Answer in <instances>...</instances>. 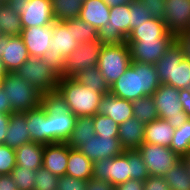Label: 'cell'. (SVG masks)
I'll use <instances>...</instances> for the list:
<instances>
[{
  "instance_id": "obj_1",
  "label": "cell",
  "mask_w": 190,
  "mask_h": 190,
  "mask_svg": "<svg viewBox=\"0 0 190 190\" xmlns=\"http://www.w3.org/2000/svg\"><path fill=\"white\" fill-rule=\"evenodd\" d=\"M161 85L155 65L143 62H131L109 93L125 100L134 101L145 96H152Z\"/></svg>"
},
{
  "instance_id": "obj_2",
  "label": "cell",
  "mask_w": 190,
  "mask_h": 190,
  "mask_svg": "<svg viewBox=\"0 0 190 190\" xmlns=\"http://www.w3.org/2000/svg\"><path fill=\"white\" fill-rule=\"evenodd\" d=\"M102 96L73 77H60L53 99L75 116L86 117L97 114Z\"/></svg>"
},
{
  "instance_id": "obj_3",
  "label": "cell",
  "mask_w": 190,
  "mask_h": 190,
  "mask_svg": "<svg viewBox=\"0 0 190 190\" xmlns=\"http://www.w3.org/2000/svg\"><path fill=\"white\" fill-rule=\"evenodd\" d=\"M155 68L161 84L190 89V60L184 57L177 41L156 62Z\"/></svg>"
},
{
  "instance_id": "obj_4",
  "label": "cell",
  "mask_w": 190,
  "mask_h": 190,
  "mask_svg": "<svg viewBox=\"0 0 190 190\" xmlns=\"http://www.w3.org/2000/svg\"><path fill=\"white\" fill-rule=\"evenodd\" d=\"M79 46L74 39L73 19L53 23L52 42L49 51L41 59L59 76L64 77L65 59Z\"/></svg>"
},
{
  "instance_id": "obj_5",
  "label": "cell",
  "mask_w": 190,
  "mask_h": 190,
  "mask_svg": "<svg viewBox=\"0 0 190 190\" xmlns=\"http://www.w3.org/2000/svg\"><path fill=\"white\" fill-rule=\"evenodd\" d=\"M2 89L5 91V96L9 98L14 113L35 109L46 100L42 93L15 72H9L3 78Z\"/></svg>"
},
{
  "instance_id": "obj_6",
  "label": "cell",
  "mask_w": 190,
  "mask_h": 190,
  "mask_svg": "<svg viewBox=\"0 0 190 190\" xmlns=\"http://www.w3.org/2000/svg\"><path fill=\"white\" fill-rule=\"evenodd\" d=\"M46 98H53L60 77L41 58H28L15 71Z\"/></svg>"
},
{
  "instance_id": "obj_7",
  "label": "cell",
  "mask_w": 190,
  "mask_h": 190,
  "mask_svg": "<svg viewBox=\"0 0 190 190\" xmlns=\"http://www.w3.org/2000/svg\"><path fill=\"white\" fill-rule=\"evenodd\" d=\"M131 62L130 51L126 42L102 45L97 67L110 87L125 73Z\"/></svg>"
},
{
  "instance_id": "obj_8",
  "label": "cell",
  "mask_w": 190,
  "mask_h": 190,
  "mask_svg": "<svg viewBox=\"0 0 190 190\" xmlns=\"http://www.w3.org/2000/svg\"><path fill=\"white\" fill-rule=\"evenodd\" d=\"M20 15L22 28L47 26L54 23L51 0H6Z\"/></svg>"
},
{
  "instance_id": "obj_9",
  "label": "cell",
  "mask_w": 190,
  "mask_h": 190,
  "mask_svg": "<svg viewBox=\"0 0 190 190\" xmlns=\"http://www.w3.org/2000/svg\"><path fill=\"white\" fill-rule=\"evenodd\" d=\"M152 97L157 107L159 118L167 120L174 129L179 128L188 120V116L183 111L180 103V89L161 84Z\"/></svg>"
},
{
  "instance_id": "obj_10",
  "label": "cell",
  "mask_w": 190,
  "mask_h": 190,
  "mask_svg": "<svg viewBox=\"0 0 190 190\" xmlns=\"http://www.w3.org/2000/svg\"><path fill=\"white\" fill-rule=\"evenodd\" d=\"M129 4L110 8L109 22L98 31L97 40L101 45L125 43L130 34Z\"/></svg>"
},
{
  "instance_id": "obj_11",
  "label": "cell",
  "mask_w": 190,
  "mask_h": 190,
  "mask_svg": "<svg viewBox=\"0 0 190 190\" xmlns=\"http://www.w3.org/2000/svg\"><path fill=\"white\" fill-rule=\"evenodd\" d=\"M138 151L148 169L150 176H160L176 165L181 157L167 146L143 143Z\"/></svg>"
},
{
  "instance_id": "obj_12",
  "label": "cell",
  "mask_w": 190,
  "mask_h": 190,
  "mask_svg": "<svg viewBox=\"0 0 190 190\" xmlns=\"http://www.w3.org/2000/svg\"><path fill=\"white\" fill-rule=\"evenodd\" d=\"M93 179L107 181L117 186L131 179L128 149L119 156L101 159L93 163Z\"/></svg>"
},
{
  "instance_id": "obj_13",
  "label": "cell",
  "mask_w": 190,
  "mask_h": 190,
  "mask_svg": "<svg viewBox=\"0 0 190 190\" xmlns=\"http://www.w3.org/2000/svg\"><path fill=\"white\" fill-rule=\"evenodd\" d=\"M102 45L98 40L83 42L65 59L64 77H74L78 73L98 66Z\"/></svg>"
},
{
  "instance_id": "obj_14",
  "label": "cell",
  "mask_w": 190,
  "mask_h": 190,
  "mask_svg": "<svg viewBox=\"0 0 190 190\" xmlns=\"http://www.w3.org/2000/svg\"><path fill=\"white\" fill-rule=\"evenodd\" d=\"M176 41V36L170 34L165 40L143 39L126 41L129 47L131 61L155 65L162 55Z\"/></svg>"
},
{
  "instance_id": "obj_15",
  "label": "cell",
  "mask_w": 190,
  "mask_h": 190,
  "mask_svg": "<svg viewBox=\"0 0 190 190\" xmlns=\"http://www.w3.org/2000/svg\"><path fill=\"white\" fill-rule=\"evenodd\" d=\"M77 116L50 98V143L67 142Z\"/></svg>"
},
{
  "instance_id": "obj_16",
  "label": "cell",
  "mask_w": 190,
  "mask_h": 190,
  "mask_svg": "<svg viewBox=\"0 0 190 190\" xmlns=\"http://www.w3.org/2000/svg\"><path fill=\"white\" fill-rule=\"evenodd\" d=\"M26 125L31 141L44 145L50 143V98L39 107L26 111Z\"/></svg>"
},
{
  "instance_id": "obj_17",
  "label": "cell",
  "mask_w": 190,
  "mask_h": 190,
  "mask_svg": "<svg viewBox=\"0 0 190 190\" xmlns=\"http://www.w3.org/2000/svg\"><path fill=\"white\" fill-rule=\"evenodd\" d=\"M163 21L175 36L190 30V0H165Z\"/></svg>"
},
{
  "instance_id": "obj_18",
  "label": "cell",
  "mask_w": 190,
  "mask_h": 190,
  "mask_svg": "<svg viewBox=\"0 0 190 190\" xmlns=\"http://www.w3.org/2000/svg\"><path fill=\"white\" fill-rule=\"evenodd\" d=\"M92 163L101 159L113 158L123 153L118 136L95 135L86 141L85 146L79 149Z\"/></svg>"
},
{
  "instance_id": "obj_19",
  "label": "cell",
  "mask_w": 190,
  "mask_h": 190,
  "mask_svg": "<svg viewBox=\"0 0 190 190\" xmlns=\"http://www.w3.org/2000/svg\"><path fill=\"white\" fill-rule=\"evenodd\" d=\"M53 23L47 26L22 28L21 38L32 58H41L49 51L52 42Z\"/></svg>"
},
{
  "instance_id": "obj_20",
  "label": "cell",
  "mask_w": 190,
  "mask_h": 190,
  "mask_svg": "<svg viewBox=\"0 0 190 190\" xmlns=\"http://www.w3.org/2000/svg\"><path fill=\"white\" fill-rule=\"evenodd\" d=\"M3 55L2 62L7 72H15L18 68L30 58L21 36H10L3 34Z\"/></svg>"
},
{
  "instance_id": "obj_21",
  "label": "cell",
  "mask_w": 190,
  "mask_h": 190,
  "mask_svg": "<svg viewBox=\"0 0 190 190\" xmlns=\"http://www.w3.org/2000/svg\"><path fill=\"white\" fill-rule=\"evenodd\" d=\"M69 158V146L66 142L44 145L43 167L52 174L61 177L66 174Z\"/></svg>"
},
{
  "instance_id": "obj_22",
  "label": "cell",
  "mask_w": 190,
  "mask_h": 190,
  "mask_svg": "<svg viewBox=\"0 0 190 190\" xmlns=\"http://www.w3.org/2000/svg\"><path fill=\"white\" fill-rule=\"evenodd\" d=\"M97 113L110 117L118 125L134 117L132 101L118 98L110 93L101 97Z\"/></svg>"
},
{
  "instance_id": "obj_23",
  "label": "cell",
  "mask_w": 190,
  "mask_h": 190,
  "mask_svg": "<svg viewBox=\"0 0 190 190\" xmlns=\"http://www.w3.org/2000/svg\"><path fill=\"white\" fill-rule=\"evenodd\" d=\"M110 7L104 0H84L79 18L92 25L97 31L109 22Z\"/></svg>"
},
{
  "instance_id": "obj_24",
  "label": "cell",
  "mask_w": 190,
  "mask_h": 190,
  "mask_svg": "<svg viewBox=\"0 0 190 190\" xmlns=\"http://www.w3.org/2000/svg\"><path fill=\"white\" fill-rule=\"evenodd\" d=\"M27 142H31V137L26 125V112L12 113L4 144L12 149H17Z\"/></svg>"
},
{
  "instance_id": "obj_25",
  "label": "cell",
  "mask_w": 190,
  "mask_h": 190,
  "mask_svg": "<svg viewBox=\"0 0 190 190\" xmlns=\"http://www.w3.org/2000/svg\"><path fill=\"white\" fill-rule=\"evenodd\" d=\"M145 124L132 117L119 125L118 139L125 149H138L144 143Z\"/></svg>"
},
{
  "instance_id": "obj_26",
  "label": "cell",
  "mask_w": 190,
  "mask_h": 190,
  "mask_svg": "<svg viewBox=\"0 0 190 190\" xmlns=\"http://www.w3.org/2000/svg\"><path fill=\"white\" fill-rule=\"evenodd\" d=\"M44 144L27 142L15 149L16 165L28 170H38L43 166Z\"/></svg>"
},
{
  "instance_id": "obj_27",
  "label": "cell",
  "mask_w": 190,
  "mask_h": 190,
  "mask_svg": "<svg viewBox=\"0 0 190 190\" xmlns=\"http://www.w3.org/2000/svg\"><path fill=\"white\" fill-rule=\"evenodd\" d=\"M174 128L167 120L158 118L145 124L144 143L170 147Z\"/></svg>"
},
{
  "instance_id": "obj_28",
  "label": "cell",
  "mask_w": 190,
  "mask_h": 190,
  "mask_svg": "<svg viewBox=\"0 0 190 190\" xmlns=\"http://www.w3.org/2000/svg\"><path fill=\"white\" fill-rule=\"evenodd\" d=\"M170 34L163 20L151 18L139 27L134 28L126 38V41L143 39L165 40Z\"/></svg>"
},
{
  "instance_id": "obj_29",
  "label": "cell",
  "mask_w": 190,
  "mask_h": 190,
  "mask_svg": "<svg viewBox=\"0 0 190 190\" xmlns=\"http://www.w3.org/2000/svg\"><path fill=\"white\" fill-rule=\"evenodd\" d=\"M66 175L88 181L93 178V163L79 150L69 147Z\"/></svg>"
},
{
  "instance_id": "obj_30",
  "label": "cell",
  "mask_w": 190,
  "mask_h": 190,
  "mask_svg": "<svg viewBox=\"0 0 190 190\" xmlns=\"http://www.w3.org/2000/svg\"><path fill=\"white\" fill-rule=\"evenodd\" d=\"M95 135L93 116H78L75 127L66 143L70 148L79 150L85 146L87 140Z\"/></svg>"
},
{
  "instance_id": "obj_31",
  "label": "cell",
  "mask_w": 190,
  "mask_h": 190,
  "mask_svg": "<svg viewBox=\"0 0 190 190\" xmlns=\"http://www.w3.org/2000/svg\"><path fill=\"white\" fill-rule=\"evenodd\" d=\"M73 78L80 84H83L86 87L92 89L94 92H99L102 95L109 93L110 87L107 84L105 78L101 75L97 66L86 69L78 73Z\"/></svg>"
},
{
  "instance_id": "obj_32",
  "label": "cell",
  "mask_w": 190,
  "mask_h": 190,
  "mask_svg": "<svg viewBox=\"0 0 190 190\" xmlns=\"http://www.w3.org/2000/svg\"><path fill=\"white\" fill-rule=\"evenodd\" d=\"M22 25L20 15L17 14L6 2L0 5V34L19 36Z\"/></svg>"
},
{
  "instance_id": "obj_33",
  "label": "cell",
  "mask_w": 190,
  "mask_h": 190,
  "mask_svg": "<svg viewBox=\"0 0 190 190\" xmlns=\"http://www.w3.org/2000/svg\"><path fill=\"white\" fill-rule=\"evenodd\" d=\"M163 178L171 190H190V176L182 159L166 172Z\"/></svg>"
},
{
  "instance_id": "obj_34",
  "label": "cell",
  "mask_w": 190,
  "mask_h": 190,
  "mask_svg": "<svg viewBox=\"0 0 190 190\" xmlns=\"http://www.w3.org/2000/svg\"><path fill=\"white\" fill-rule=\"evenodd\" d=\"M84 0H51L55 20L79 18Z\"/></svg>"
},
{
  "instance_id": "obj_35",
  "label": "cell",
  "mask_w": 190,
  "mask_h": 190,
  "mask_svg": "<svg viewBox=\"0 0 190 190\" xmlns=\"http://www.w3.org/2000/svg\"><path fill=\"white\" fill-rule=\"evenodd\" d=\"M133 115L144 124L159 118L158 110L152 96H145L132 101Z\"/></svg>"
},
{
  "instance_id": "obj_36",
  "label": "cell",
  "mask_w": 190,
  "mask_h": 190,
  "mask_svg": "<svg viewBox=\"0 0 190 190\" xmlns=\"http://www.w3.org/2000/svg\"><path fill=\"white\" fill-rule=\"evenodd\" d=\"M169 148L180 157L190 152V119L186 120L179 128L174 129Z\"/></svg>"
},
{
  "instance_id": "obj_37",
  "label": "cell",
  "mask_w": 190,
  "mask_h": 190,
  "mask_svg": "<svg viewBox=\"0 0 190 190\" xmlns=\"http://www.w3.org/2000/svg\"><path fill=\"white\" fill-rule=\"evenodd\" d=\"M128 163L131 169V179L145 181L150 176L138 149H128Z\"/></svg>"
},
{
  "instance_id": "obj_38",
  "label": "cell",
  "mask_w": 190,
  "mask_h": 190,
  "mask_svg": "<svg viewBox=\"0 0 190 190\" xmlns=\"http://www.w3.org/2000/svg\"><path fill=\"white\" fill-rule=\"evenodd\" d=\"M73 34L74 39L78 42V44L97 40L98 37V31L92 25L86 23L80 18L73 19Z\"/></svg>"
},
{
  "instance_id": "obj_39",
  "label": "cell",
  "mask_w": 190,
  "mask_h": 190,
  "mask_svg": "<svg viewBox=\"0 0 190 190\" xmlns=\"http://www.w3.org/2000/svg\"><path fill=\"white\" fill-rule=\"evenodd\" d=\"M93 125L95 127V134L103 136H118L119 125L108 116L97 113L93 116Z\"/></svg>"
},
{
  "instance_id": "obj_40",
  "label": "cell",
  "mask_w": 190,
  "mask_h": 190,
  "mask_svg": "<svg viewBox=\"0 0 190 190\" xmlns=\"http://www.w3.org/2000/svg\"><path fill=\"white\" fill-rule=\"evenodd\" d=\"M18 190H34L36 171L15 166L10 174Z\"/></svg>"
},
{
  "instance_id": "obj_41",
  "label": "cell",
  "mask_w": 190,
  "mask_h": 190,
  "mask_svg": "<svg viewBox=\"0 0 190 190\" xmlns=\"http://www.w3.org/2000/svg\"><path fill=\"white\" fill-rule=\"evenodd\" d=\"M58 178L42 166L36 170L34 190H57Z\"/></svg>"
},
{
  "instance_id": "obj_42",
  "label": "cell",
  "mask_w": 190,
  "mask_h": 190,
  "mask_svg": "<svg viewBox=\"0 0 190 190\" xmlns=\"http://www.w3.org/2000/svg\"><path fill=\"white\" fill-rule=\"evenodd\" d=\"M130 7V32L139 27L142 23L152 18L151 14L146 10L145 6L139 1L134 0L129 4Z\"/></svg>"
},
{
  "instance_id": "obj_43",
  "label": "cell",
  "mask_w": 190,
  "mask_h": 190,
  "mask_svg": "<svg viewBox=\"0 0 190 190\" xmlns=\"http://www.w3.org/2000/svg\"><path fill=\"white\" fill-rule=\"evenodd\" d=\"M16 166L15 149L5 144H0V175L11 174Z\"/></svg>"
},
{
  "instance_id": "obj_44",
  "label": "cell",
  "mask_w": 190,
  "mask_h": 190,
  "mask_svg": "<svg viewBox=\"0 0 190 190\" xmlns=\"http://www.w3.org/2000/svg\"><path fill=\"white\" fill-rule=\"evenodd\" d=\"M57 190H87V180L64 175L58 178Z\"/></svg>"
},
{
  "instance_id": "obj_45",
  "label": "cell",
  "mask_w": 190,
  "mask_h": 190,
  "mask_svg": "<svg viewBox=\"0 0 190 190\" xmlns=\"http://www.w3.org/2000/svg\"><path fill=\"white\" fill-rule=\"evenodd\" d=\"M152 18L163 20L165 0H139Z\"/></svg>"
},
{
  "instance_id": "obj_46",
  "label": "cell",
  "mask_w": 190,
  "mask_h": 190,
  "mask_svg": "<svg viewBox=\"0 0 190 190\" xmlns=\"http://www.w3.org/2000/svg\"><path fill=\"white\" fill-rule=\"evenodd\" d=\"M144 190H171V189L163 177L149 176L144 181Z\"/></svg>"
},
{
  "instance_id": "obj_47",
  "label": "cell",
  "mask_w": 190,
  "mask_h": 190,
  "mask_svg": "<svg viewBox=\"0 0 190 190\" xmlns=\"http://www.w3.org/2000/svg\"><path fill=\"white\" fill-rule=\"evenodd\" d=\"M176 41L182 47L184 57L190 60V30L177 35Z\"/></svg>"
},
{
  "instance_id": "obj_48",
  "label": "cell",
  "mask_w": 190,
  "mask_h": 190,
  "mask_svg": "<svg viewBox=\"0 0 190 190\" xmlns=\"http://www.w3.org/2000/svg\"><path fill=\"white\" fill-rule=\"evenodd\" d=\"M114 190H144V181L130 179L114 186Z\"/></svg>"
},
{
  "instance_id": "obj_49",
  "label": "cell",
  "mask_w": 190,
  "mask_h": 190,
  "mask_svg": "<svg viewBox=\"0 0 190 190\" xmlns=\"http://www.w3.org/2000/svg\"><path fill=\"white\" fill-rule=\"evenodd\" d=\"M87 190H114V186L107 181L92 178L87 181Z\"/></svg>"
},
{
  "instance_id": "obj_50",
  "label": "cell",
  "mask_w": 190,
  "mask_h": 190,
  "mask_svg": "<svg viewBox=\"0 0 190 190\" xmlns=\"http://www.w3.org/2000/svg\"><path fill=\"white\" fill-rule=\"evenodd\" d=\"M180 103L182 104L183 111L190 119V89H180Z\"/></svg>"
},
{
  "instance_id": "obj_51",
  "label": "cell",
  "mask_w": 190,
  "mask_h": 190,
  "mask_svg": "<svg viewBox=\"0 0 190 190\" xmlns=\"http://www.w3.org/2000/svg\"><path fill=\"white\" fill-rule=\"evenodd\" d=\"M0 190H18L10 174L0 175Z\"/></svg>"
},
{
  "instance_id": "obj_52",
  "label": "cell",
  "mask_w": 190,
  "mask_h": 190,
  "mask_svg": "<svg viewBox=\"0 0 190 190\" xmlns=\"http://www.w3.org/2000/svg\"><path fill=\"white\" fill-rule=\"evenodd\" d=\"M11 114L0 113V144H4Z\"/></svg>"
},
{
  "instance_id": "obj_53",
  "label": "cell",
  "mask_w": 190,
  "mask_h": 190,
  "mask_svg": "<svg viewBox=\"0 0 190 190\" xmlns=\"http://www.w3.org/2000/svg\"><path fill=\"white\" fill-rule=\"evenodd\" d=\"M0 113L2 114H12V108L9 104V98L5 96V91L0 89Z\"/></svg>"
},
{
  "instance_id": "obj_54",
  "label": "cell",
  "mask_w": 190,
  "mask_h": 190,
  "mask_svg": "<svg viewBox=\"0 0 190 190\" xmlns=\"http://www.w3.org/2000/svg\"><path fill=\"white\" fill-rule=\"evenodd\" d=\"M132 1L134 0H104L106 5H108L110 8L124 4H130Z\"/></svg>"
},
{
  "instance_id": "obj_55",
  "label": "cell",
  "mask_w": 190,
  "mask_h": 190,
  "mask_svg": "<svg viewBox=\"0 0 190 190\" xmlns=\"http://www.w3.org/2000/svg\"><path fill=\"white\" fill-rule=\"evenodd\" d=\"M181 159L185 163V165L187 166V170H188V173L190 176V152H188L186 155L181 157Z\"/></svg>"
},
{
  "instance_id": "obj_56",
  "label": "cell",
  "mask_w": 190,
  "mask_h": 190,
  "mask_svg": "<svg viewBox=\"0 0 190 190\" xmlns=\"http://www.w3.org/2000/svg\"><path fill=\"white\" fill-rule=\"evenodd\" d=\"M8 74L4 63L2 62L1 58H0V76H6Z\"/></svg>"
},
{
  "instance_id": "obj_57",
  "label": "cell",
  "mask_w": 190,
  "mask_h": 190,
  "mask_svg": "<svg viewBox=\"0 0 190 190\" xmlns=\"http://www.w3.org/2000/svg\"><path fill=\"white\" fill-rule=\"evenodd\" d=\"M3 34H0V58L3 55Z\"/></svg>"
},
{
  "instance_id": "obj_58",
  "label": "cell",
  "mask_w": 190,
  "mask_h": 190,
  "mask_svg": "<svg viewBox=\"0 0 190 190\" xmlns=\"http://www.w3.org/2000/svg\"><path fill=\"white\" fill-rule=\"evenodd\" d=\"M5 76H0V89L2 88V83H3V78H4Z\"/></svg>"
},
{
  "instance_id": "obj_59",
  "label": "cell",
  "mask_w": 190,
  "mask_h": 190,
  "mask_svg": "<svg viewBox=\"0 0 190 190\" xmlns=\"http://www.w3.org/2000/svg\"><path fill=\"white\" fill-rule=\"evenodd\" d=\"M5 1L4 0H0V5L3 4Z\"/></svg>"
}]
</instances>
